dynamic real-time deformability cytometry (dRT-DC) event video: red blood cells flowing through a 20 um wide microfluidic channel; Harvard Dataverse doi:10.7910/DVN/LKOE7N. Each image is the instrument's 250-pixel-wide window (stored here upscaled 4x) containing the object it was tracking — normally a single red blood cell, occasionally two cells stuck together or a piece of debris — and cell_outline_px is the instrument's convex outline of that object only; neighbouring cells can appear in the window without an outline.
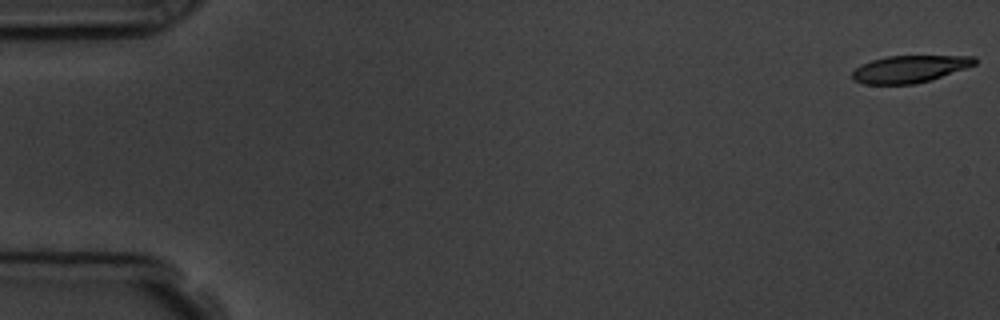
{"species": "common noctule bat (a hibernating species)", "species_latin": "Nyctalus noctula", "temperature_condition": "room temperature", "stored_images_in_passage": 4, "camera_frame_rate_fps": 3000, "um_per_image_px": 0.085, "animal": {"sex": "male", "body_mass_g": 19.5, "forearm_length_mm": 54.6}, "frame": {"image": 1, "passage_image": 1, "time_ms": 0.0, "image_size_px": [1000, 320], "cell_outline_px": [[976, 64], [932, 80], [916, 84], [864, 84], [852, 80], [852, 72], [860, 64], [872, 60], [888, 56], [976, 56]], "centroid_in_image_um": [77.3, 5.87], "position_along_channel_um": 7.7, "area_um2": 19.42}}